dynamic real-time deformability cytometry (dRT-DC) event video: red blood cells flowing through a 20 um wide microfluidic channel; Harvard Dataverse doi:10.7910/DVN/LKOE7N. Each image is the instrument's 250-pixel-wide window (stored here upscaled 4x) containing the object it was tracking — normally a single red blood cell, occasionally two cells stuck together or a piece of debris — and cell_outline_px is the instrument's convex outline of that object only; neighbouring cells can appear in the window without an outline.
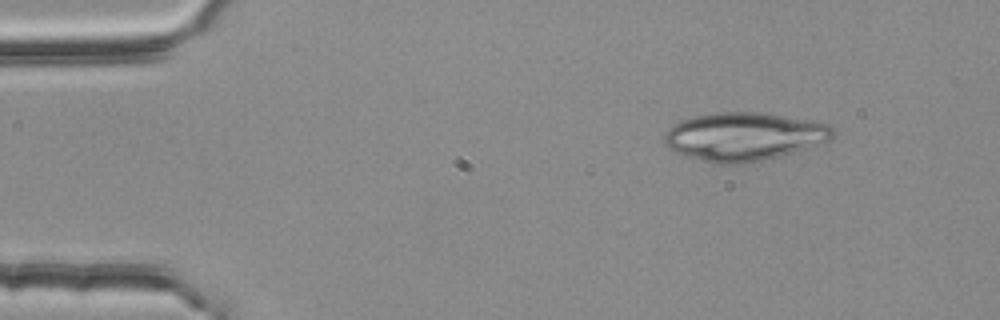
{"species": "common noctule bat (a hibernating species)", "species_latin": "Nyctalus noctula", "temperature_condition": "room temperature", "stored_images_in_passage": 3, "camera_frame_rate_fps": 3000, "um_per_image_px": 0.085, "animal": {"sex": "female", "body_mass_g": 25.1}, "frame": {"image": 1, "passage_image": 1, "time_ms": 0.0, "image_size_px": [1000, 320], "cell_outline_px": [[836, 132], [828, 140], [780, 156], [764, 160], [744, 164], [716, 164], [672, 152], [664, 144], [664, 136], [668, 128], [680, 120], [696, 116], [716, 112], [756, 112], [812, 120], [828, 124]], "centroid_in_image_um": [63.18, 11.61], "position_along_channel_um": 21.8, "area_um2": 47.34}}